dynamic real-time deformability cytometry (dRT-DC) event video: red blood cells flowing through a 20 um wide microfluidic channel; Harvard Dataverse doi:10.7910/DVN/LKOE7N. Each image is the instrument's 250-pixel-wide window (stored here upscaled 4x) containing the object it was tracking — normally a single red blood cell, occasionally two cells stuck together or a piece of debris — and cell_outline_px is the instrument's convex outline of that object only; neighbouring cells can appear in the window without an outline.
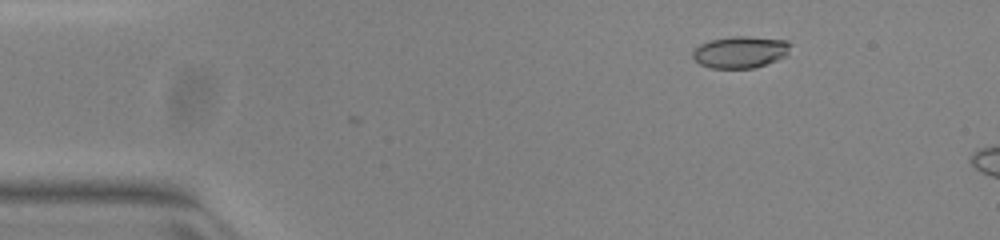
{"species": "common noctule bat (a hibernating species)", "species_latin": "Nyctalus noctula", "temperature_condition": "warm", "stored_images_in_passage": 2, "camera_frame_rate_fps": 3000, "um_per_image_px": 0.085, "animal": {"sex": "female", "body_mass_g": 23.0, "forearm_length_mm": 53.4}, "frame": {"image": 1, "passage_image": 2, "time_ms": 0.333, "image_size_px": [1000, 240], "cell_outline_px": [[792, 44], [788, 56], [752, 68], [712, 68], [700, 64], [692, 56], [692, 52], [700, 44], [712, 40], [732, 36], [748, 36], [784, 40]], "centroid_in_image_um": [62.96, 4.42], "position_along_channel_um": 22.0, "area_um2": 18.03}}